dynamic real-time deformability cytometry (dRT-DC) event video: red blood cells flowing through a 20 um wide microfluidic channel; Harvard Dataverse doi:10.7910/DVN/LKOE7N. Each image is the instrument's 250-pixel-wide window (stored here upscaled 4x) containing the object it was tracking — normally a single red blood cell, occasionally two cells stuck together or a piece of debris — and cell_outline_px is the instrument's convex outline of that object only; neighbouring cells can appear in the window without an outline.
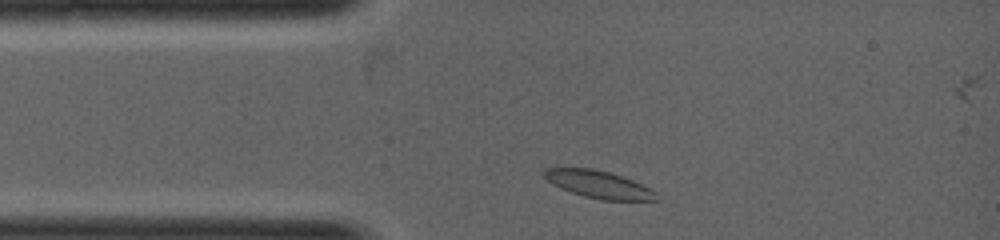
{"species": "common noctule bat (a hibernating species)", "species_latin": "Nyctalus noctula", "temperature_condition": "warm", "stored_images_in_passage": 26, "camera_frame_rate_fps": 5000, "um_per_image_px": 0.085, "animal": {"sex": "female", "body_mass_g": 19.0, "forearm_length_mm": 53.3}, "frame": {"image": 1, "passage_image": 2, "time_ms": 0.2, "image_size_px": [1000, 240], "cell_outline_px": [[660, 200], [600, 200], [584, 196], [560, 188], [552, 184], [544, 176], [544, 168], [592, 168], [608, 172], [632, 180], [656, 192]], "centroid_in_image_um": [50.88, 15.68], "position_along_channel_um": 34.1, "area_um2": 17.69}}
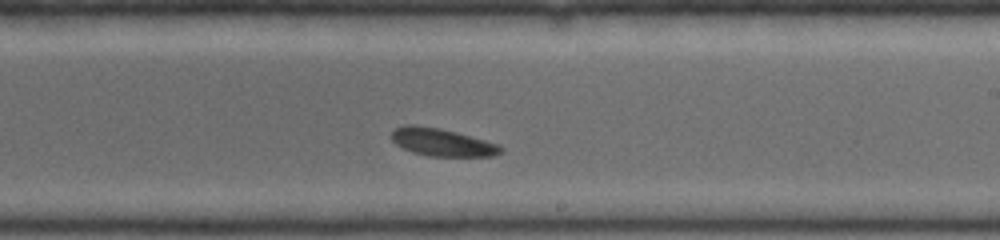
{"frame": {"image": 2, "passage_image": 16, "time_ms": 3.0, "image_size_px": [1000, 240], "cell_outline_px": [[504, 152], [496, 156], [428, 156], [412, 152], [396, 144], [392, 140], [392, 132], [396, 128], [404, 124], [412, 124], [440, 128], [456, 132], [484, 140], [496, 144], [504, 148]], "centroid_in_image_um": [37.58, 12.09], "position_along_channel_um": 251.4, "area_um2": 17.57}}
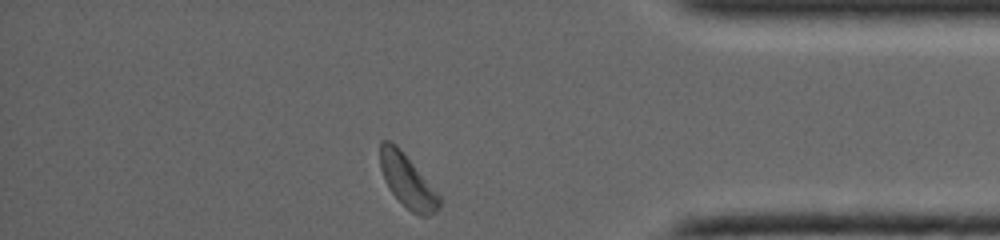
{"frame": {"image": 3, "passage_image": 26, "time_ms": 5.0, "image_size_px": [1000, 240], "cell_outline_px": [[440, 208], [428, 216], [420, 216], [412, 212], [388, 188], [384, 180], [380, 168], [380, 140], [388, 140], [396, 144], [400, 148], [440, 196]], "centroid_in_image_um": [34.61, 15.36], "position_along_channel_um": 400.6, "area_um2": 18.03}}